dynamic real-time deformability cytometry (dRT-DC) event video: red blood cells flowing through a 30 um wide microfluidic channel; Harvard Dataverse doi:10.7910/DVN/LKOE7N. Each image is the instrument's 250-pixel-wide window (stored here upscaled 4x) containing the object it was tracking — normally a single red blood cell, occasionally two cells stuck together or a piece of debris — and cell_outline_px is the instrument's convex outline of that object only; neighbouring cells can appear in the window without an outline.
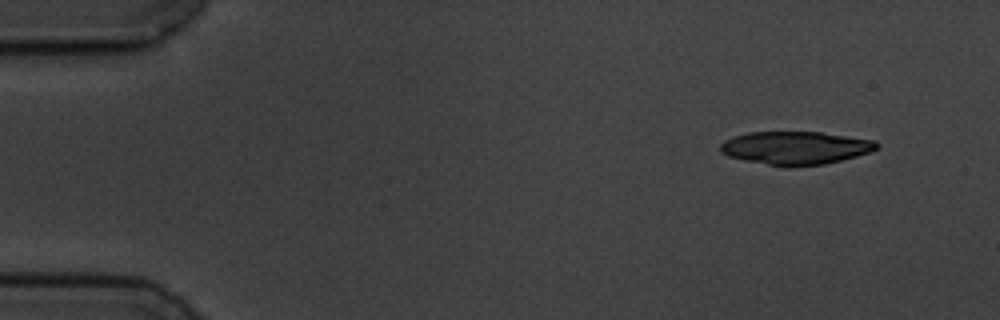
{"species": "common noctule bat (a hibernating species)", "species_latin": "Nyctalus noctula", "temperature_condition": "cold", "stored_images_in_passage": 3, "camera_frame_rate_fps": 3000, "um_per_image_px": 0.085, "animal": {"sex": "male", "body_mass_g": 19.5, "forearm_length_mm": 54.6}, "frame": {"image": 1, "passage_image": 1, "time_ms": 0.0, "image_size_px": [1000, 320], "cell_outline_px": [[880, 144], [872, 152], [824, 164], [788, 168], [744, 160], [728, 156], [720, 152], [720, 144], [724, 140], [732, 136], [748, 132], [820, 132], [876, 140]], "centroid_in_image_um": [67.6, 12.57], "position_along_channel_um": 17.4, "area_um2": 30.46}}